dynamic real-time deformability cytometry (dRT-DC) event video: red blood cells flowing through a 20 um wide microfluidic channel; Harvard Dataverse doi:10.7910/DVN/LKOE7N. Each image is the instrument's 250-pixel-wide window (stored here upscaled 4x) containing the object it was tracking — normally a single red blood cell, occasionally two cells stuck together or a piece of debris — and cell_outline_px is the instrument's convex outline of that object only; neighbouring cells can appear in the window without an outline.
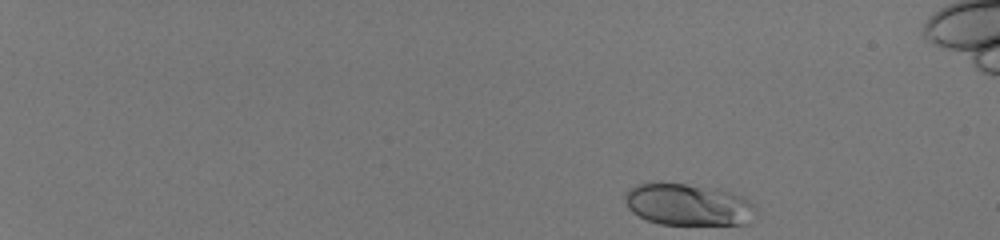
{"species": "human", "species_latin": "Homo sapiens", "temperature_condition": "room temperature", "stored_images_in_passage": 46, "camera_frame_rate_fps": 3000, "um_per_image_px": 0.085, "donor": {"sex": "male"}, "frame": {"image": 1, "passage_image": 1, "time_ms": 0.0, "image_size_px": [1000, 240], "cell_outline_px": [[756, 208], [744, 224], [660, 224], [648, 220], [632, 212], [628, 208], [624, 200], [624, 196], [636, 184], [684, 184], [720, 188], [740, 196], [748, 200]], "centroid_in_image_um": [58.46, 17.39], "position_along_channel_um": 26.5, "area_um2": 31.21}}
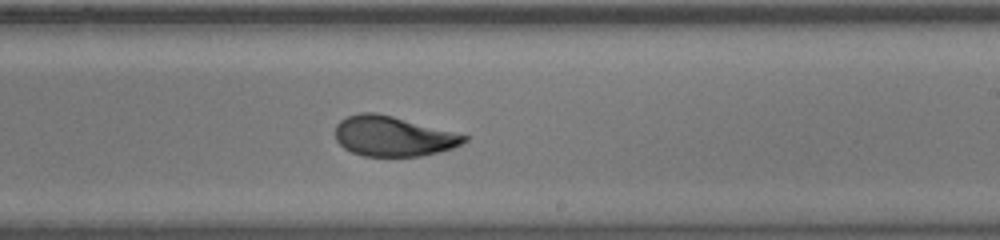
{"frame": {"image": 2, "passage_image": 30, "time_ms": 9.667, "image_size_px": [1000, 240], "cell_outline_px": [[468, 140], [452, 148], [420, 156], [364, 156], [352, 152], [344, 148], [336, 140], [336, 124], [340, 120], [348, 116], [360, 112], [376, 112], [392, 116], [468, 136]], "centroid_in_image_um": [33.36, 11.58], "position_along_channel_um": 255.6, "area_um2": 29.71}}
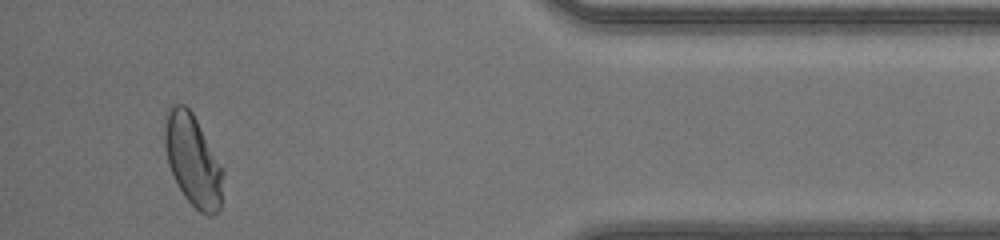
{"frame": {"image": 3, "passage_image": 44, "time_ms": 14.333, "image_size_px": [1000, 240], "cell_outline_px": [[224, 172], [220, 208], [212, 216], [208, 216], [200, 212], [184, 196], [168, 164], [164, 144], [164, 128], [168, 104], [184, 104], [192, 112], [224, 168]], "centroid_in_image_um": [16.4, 13.6], "position_along_channel_um": 418.8, "area_um2": 31.21}, "authors_computed_cell_mechanics": {"area_um2": 30.4606, "velocity_mm_per_s": 4.1827, "shape_relaxation_time_tau1_ms": 4.1208, "shape_relaxation_time_tau2_ms": null, "deformation_change_tau1": 0.183, "deformation_change_tau2": null}}